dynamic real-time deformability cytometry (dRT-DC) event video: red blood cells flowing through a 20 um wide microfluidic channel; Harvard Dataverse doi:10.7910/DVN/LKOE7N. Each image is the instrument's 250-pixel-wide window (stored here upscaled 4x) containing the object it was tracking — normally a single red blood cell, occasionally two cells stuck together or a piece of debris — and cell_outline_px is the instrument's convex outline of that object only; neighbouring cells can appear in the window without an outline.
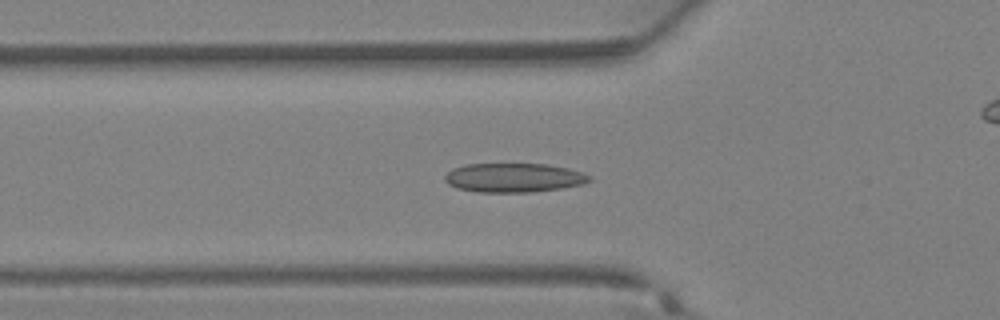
{"species": "Egyptian fruit bat (a non-hibernating species)", "species_latin": "Rousettus aegyptiacus", "temperature_condition": "warm", "stored_images_in_passage": 37, "camera_frame_rate_fps": 3000, "um_per_image_px": 0.085, "animal": {"sex": "female"}, "frame": {"image": 1, "passage_image": 12, "time_ms": 3.667, "image_size_px": [1000, 320], "cell_outline_px": [[592, 180], [584, 184], [560, 188], [528, 192], [480, 192], [456, 188], [448, 184], [444, 180], [444, 176], [452, 168], [464, 164], [544, 164], [568, 168], [592, 176]], "centroid_in_image_um": [43.65, 15.1], "position_along_channel_um": 82.2, "area_um2": 24.51}}
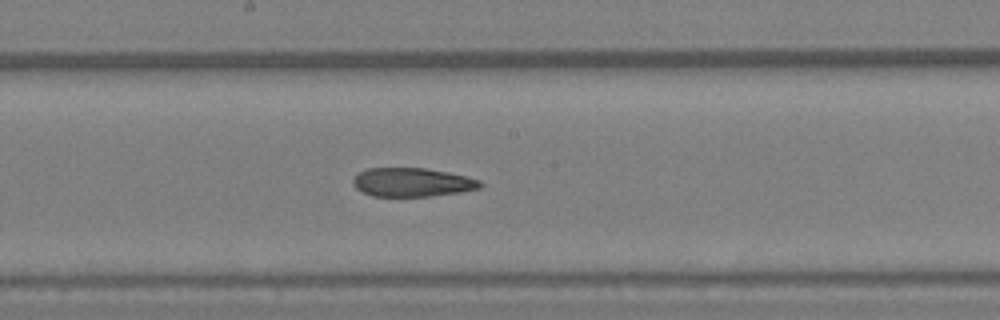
{"frame": {"image": 2, "passage_image": 19, "time_ms": 6.0, "image_size_px": [1000, 320], "cell_outline_px": [[484, 184], [480, 188], [460, 192], [428, 196], [372, 196], [356, 188], [352, 184], [352, 180], [360, 172], [368, 168], [424, 168], [448, 172], [480, 180]], "centroid_in_image_um": [35.04, 15.49], "position_along_channel_um": 213.2, "area_um2": 21.15}}
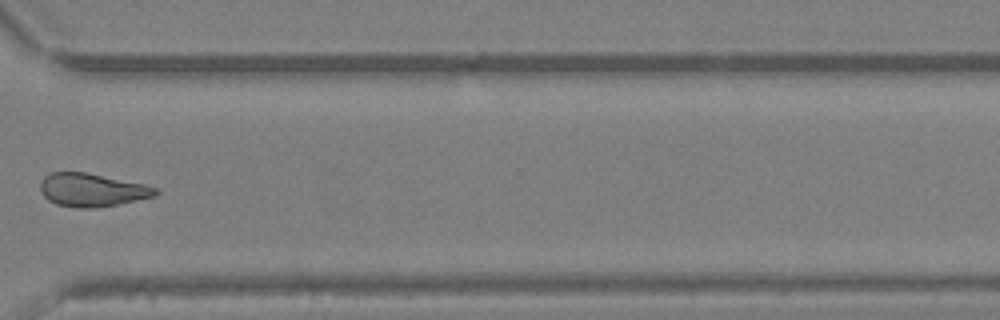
{"frame": {"image": 3, "passage_image": 27, "time_ms": 8.667, "image_size_px": [1000, 320], "cell_outline_px": [[160, 192], [156, 196], [96, 208], [76, 208], [56, 204], [48, 200], [40, 192], [40, 180], [44, 176], [52, 172], [88, 172], [144, 184], [156, 188]], "centroid_in_image_um": [7.79, 16.14], "position_along_channel_um": 362.8, "area_um2": 22.43}}